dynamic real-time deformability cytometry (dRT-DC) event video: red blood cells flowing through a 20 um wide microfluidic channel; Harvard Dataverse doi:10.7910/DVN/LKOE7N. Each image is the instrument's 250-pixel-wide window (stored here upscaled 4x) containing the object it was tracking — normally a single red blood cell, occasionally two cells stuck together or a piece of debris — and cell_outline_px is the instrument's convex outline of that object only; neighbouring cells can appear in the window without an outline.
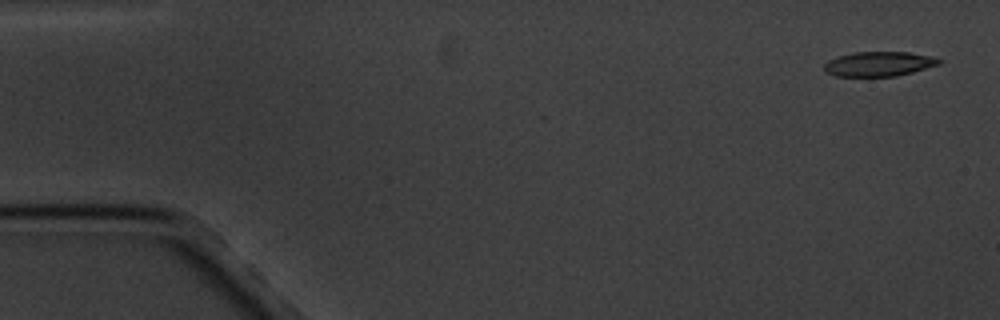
{"species": "common noctule bat (a hibernating species)", "species_latin": "Nyctalus noctula", "temperature_condition": "cold", "stored_images_in_passage": 5, "camera_frame_rate_fps": 3000, "um_per_image_px": 0.085, "animal": {"sex": "male", "body_mass_g": 20.1, "forearm_length_mm": 53.5}, "frame": {"image": 1, "passage_image": 1, "time_ms": 0.0, "image_size_px": [1000, 320], "cell_outline_px": [[944, 60], [940, 64], [912, 72], [896, 76], [836, 76], [824, 72], [824, 64], [828, 60], [836, 56], [852, 52], [908, 52], [932, 56]], "centroid_in_image_um": [74.69, 5.43], "position_along_channel_um": 10.3, "area_um2": 16.65}}
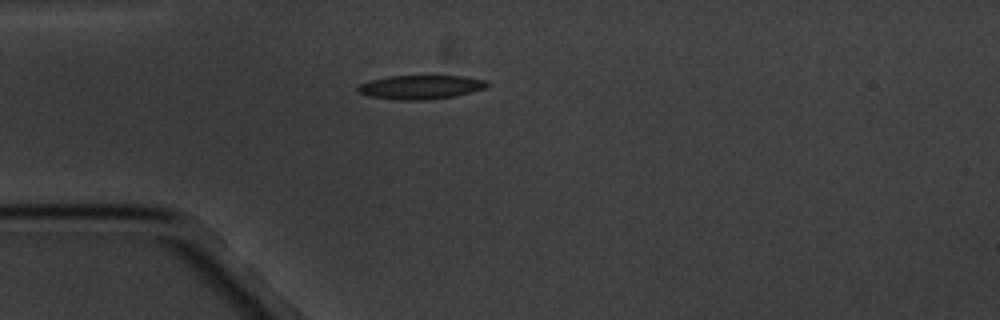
{"frame": {"image": 2, "passage_image": 5, "time_ms": 4.333, "image_size_px": [1000, 320], "cell_outline_px": [[492, 84], [484, 88], [452, 96], [428, 100], [396, 100], [368, 96], [356, 92], [356, 88], [360, 84], [368, 80], [388, 76], [464, 76], [484, 80]], "centroid_in_image_um": [35.68, 7.4], "position_along_channel_um": 49.3, "area_um2": 18.09}}